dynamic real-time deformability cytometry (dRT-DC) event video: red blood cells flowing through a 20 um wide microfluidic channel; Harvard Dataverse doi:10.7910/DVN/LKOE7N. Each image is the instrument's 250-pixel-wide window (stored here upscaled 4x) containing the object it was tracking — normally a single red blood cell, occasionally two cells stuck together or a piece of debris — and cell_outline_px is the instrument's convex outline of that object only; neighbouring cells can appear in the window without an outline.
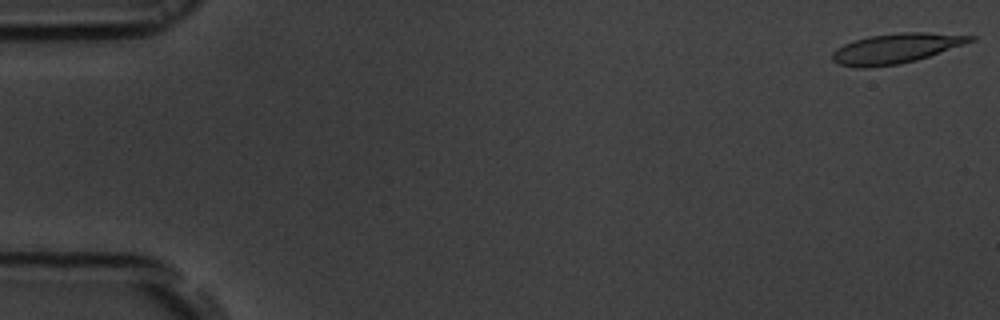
{"species": "common noctule bat (a hibernating species)", "species_latin": "Nyctalus noctula", "temperature_condition": "room temperature", "stored_images_in_passage": 53, "camera_frame_rate_fps": 3000, "um_per_image_px": 0.085, "animal": {"sex": "male", "body_mass_g": 19.5, "forearm_length_mm": 54.6}, "frame": {"image": 1, "passage_image": 1, "time_ms": 0.0, "image_size_px": [1000, 320], "cell_outline_px": [[976, 40], [916, 60], [900, 64], [868, 68], [860, 68], [836, 64], [832, 60], [832, 52], [836, 48], [852, 40], [868, 36], [904, 32], [928, 32], [976, 36]], "centroid_in_image_um": [76.1, 4.12], "position_along_channel_um": 8.9, "area_um2": 24.16}}
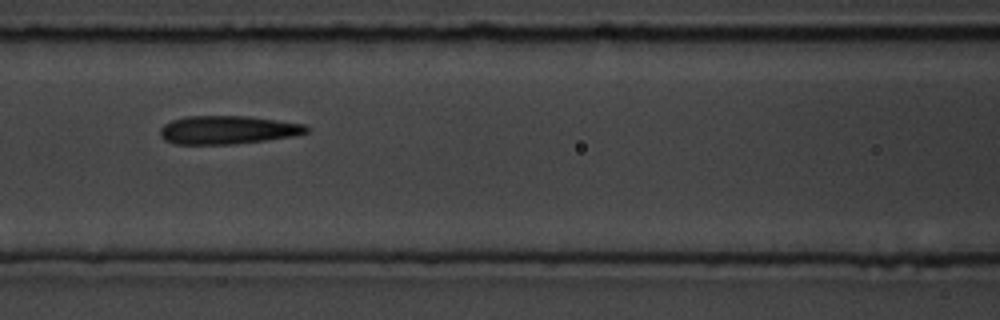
{"frame": {"image": 2, "passage_image": 23, "time_ms": 7.333, "image_size_px": [1000, 320], "cell_outline_px": [[308, 132], [296, 136], [232, 144], [176, 144], [164, 140], [160, 136], [160, 128], [164, 124], [172, 120], [188, 116], [248, 116], [304, 124], [308, 128]], "centroid_in_image_um": [19.33, 11.04], "position_along_channel_um": 147.3, "area_um2": 24.1}}
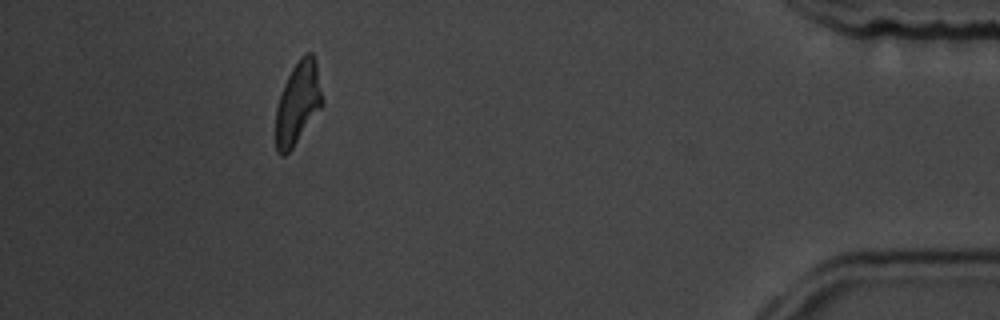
{"frame": {"image": 3, "passage_image": 48, "time_ms": 15.667, "image_size_px": [1000, 320], "cell_outline_px": [[324, 104], [292, 148], [284, 156], [280, 156], [276, 152], [276, 108], [284, 84], [292, 68], [300, 56], [304, 52], [312, 52], [316, 64], [324, 100]], "centroid_in_image_um": [25.33, 8.75], "position_along_channel_um": 409.9, "area_um2": 22.37}, "authors_computed_cell_mechanics": {"area_um2": 23.987, "velocity_mm_per_s": 3.8439, "shape_relaxation_time_tau1_ms": 8.5945, "shape_relaxation_time_tau2_ms": 2.4191, "deformation_change_tau1": 0.2114, "deformation_change_tau2": 0.104}}